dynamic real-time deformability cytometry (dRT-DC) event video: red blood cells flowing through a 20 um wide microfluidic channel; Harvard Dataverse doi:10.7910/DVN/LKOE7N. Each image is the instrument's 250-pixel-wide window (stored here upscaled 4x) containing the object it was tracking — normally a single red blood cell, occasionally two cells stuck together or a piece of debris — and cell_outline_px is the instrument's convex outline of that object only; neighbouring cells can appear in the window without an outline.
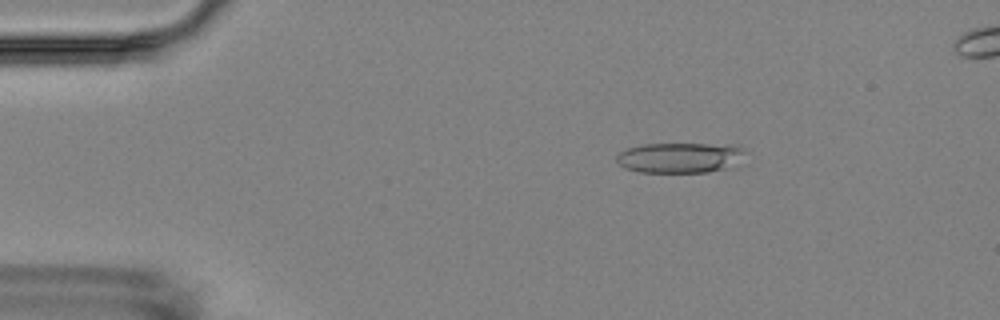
{"species": "Egyptian fruit bat (a non-hibernating species)", "species_latin": "Rousettus aegyptiacus", "temperature_condition": "room temperature", "stored_images_in_passage": 4, "camera_frame_rate_fps": 3000, "um_per_image_px": 0.085, "animal": {"sex": "female"}, "frame": {"image": 1, "passage_image": 1, "time_ms": 0.0, "image_size_px": [1000, 320], "cell_outline_px": [[748, 164], [708, 172], [636, 172], [624, 168], [616, 160], [616, 156], [620, 152], [628, 148], [644, 144], [736, 144], [748, 152]], "centroid_in_image_um": [57.99, 13.41], "position_along_channel_um": 27.0, "area_um2": 23.7}}